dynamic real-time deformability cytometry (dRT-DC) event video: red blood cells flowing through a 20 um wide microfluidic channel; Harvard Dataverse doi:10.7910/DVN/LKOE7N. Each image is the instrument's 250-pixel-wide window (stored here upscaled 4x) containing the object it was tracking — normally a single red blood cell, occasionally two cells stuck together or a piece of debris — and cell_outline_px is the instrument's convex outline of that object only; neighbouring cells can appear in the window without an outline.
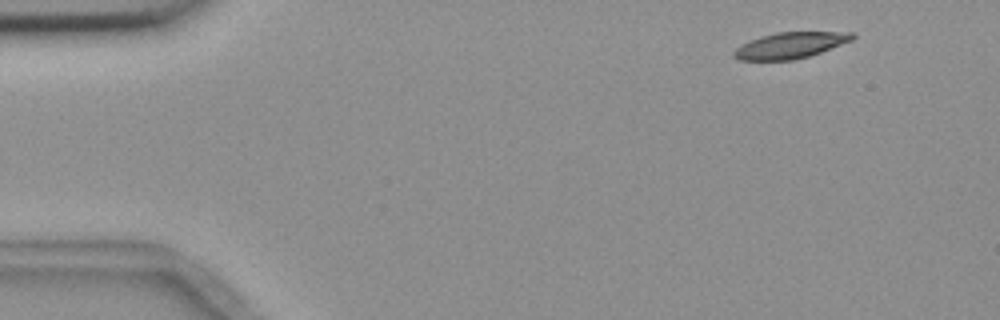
{"species": "common noctule bat (a hibernating species)", "species_latin": "Nyctalus noctula", "temperature_condition": "room temperature", "stored_images_in_passage": 4, "camera_frame_rate_fps": 3000, "um_per_image_px": 0.085, "animal": {"sex": "female", "body_mass_g": 18.4}, "frame": {"image": 1, "passage_image": 1, "time_ms": 0.0, "image_size_px": [1000, 320], "cell_outline_px": [[856, 36], [852, 40], [820, 52], [808, 56], [792, 60], [740, 60], [732, 56], [732, 52], [740, 44], [748, 40], [760, 36], [776, 32], [852, 32]], "centroid_in_image_um": [67.11, 3.85], "position_along_channel_um": 17.9, "area_um2": 18.03}}
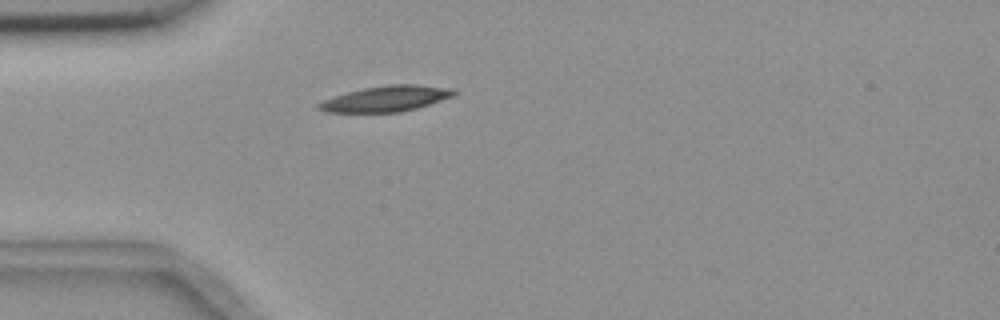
{"frame": {"image": 2, "passage_image": 4, "time_ms": 3.333, "image_size_px": [1000, 320], "cell_outline_px": [[456, 92], [452, 96], [416, 108], [400, 112], [324, 112], [316, 108], [316, 104], [324, 100], [348, 92], [364, 88], [388, 84], [416, 84], [452, 88]], "centroid_in_image_um": [32.79, 8.39], "position_along_channel_um": 52.2, "area_um2": 20.0}}